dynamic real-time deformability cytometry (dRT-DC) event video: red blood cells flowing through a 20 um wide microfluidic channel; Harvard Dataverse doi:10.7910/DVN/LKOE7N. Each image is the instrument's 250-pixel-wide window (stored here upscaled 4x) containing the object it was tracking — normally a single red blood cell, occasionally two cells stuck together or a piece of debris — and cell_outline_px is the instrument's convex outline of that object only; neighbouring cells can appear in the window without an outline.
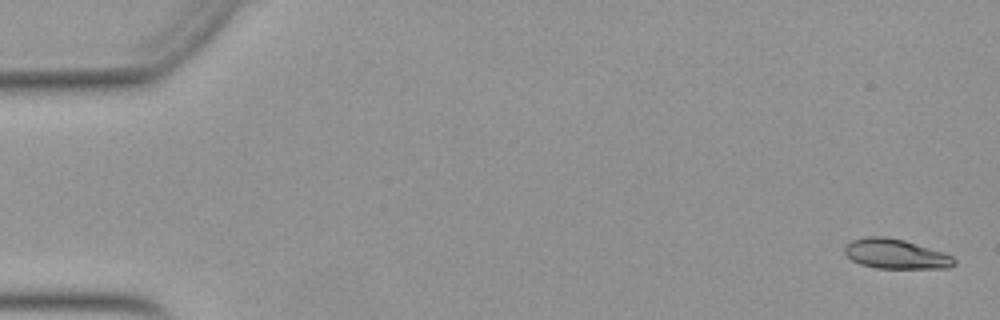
{"species": "Egyptian fruit bat (a non-hibernating species)", "species_latin": "Rousettus aegyptiacus", "temperature_condition": "warm", "stored_images_in_passage": 51, "camera_frame_rate_fps": 3000, "um_per_image_px": 0.085, "animal": {"sex": "female"}, "frame": {"image": 1, "passage_image": 2, "time_ms": 0.333, "image_size_px": [1000, 320], "cell_outline_px": [[956, 264], [948, 268], [876, 268], [860, 264], [852, 260], [844, 252], [844, 248], [852, 240], [868, 236], [884, 236], [904, 240], [944, 252], [952, 256], [956, 260]], "centroid_in_image_um": [76.16, 21.59], "position_along_channel_um": 8.8, "area_um2": 18.96}}
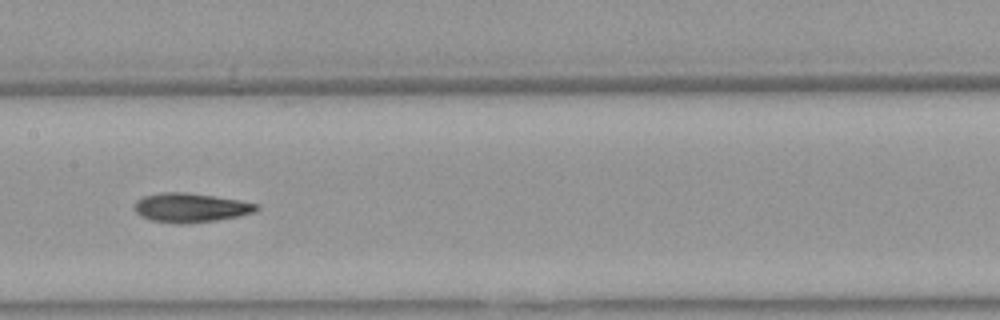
{"frame": {"image": 2, "passage_image": 27, "time_ms": 8.667, "image_size_px": [1000, 320], "cell_outline_px": [[260, 208], [256, 212], [240, 216], [216, 220], [184, 224], [176, 224], [152, 220], [140, 216], [136, 212], [136, 200], [144, 196], [160, 192], [184, 192], [212, 196], [260, 204]], "centroid_in_image_um": [16.22, 17.66], "position_along_channel_um": 191.2, "area_um2": 20.69}}
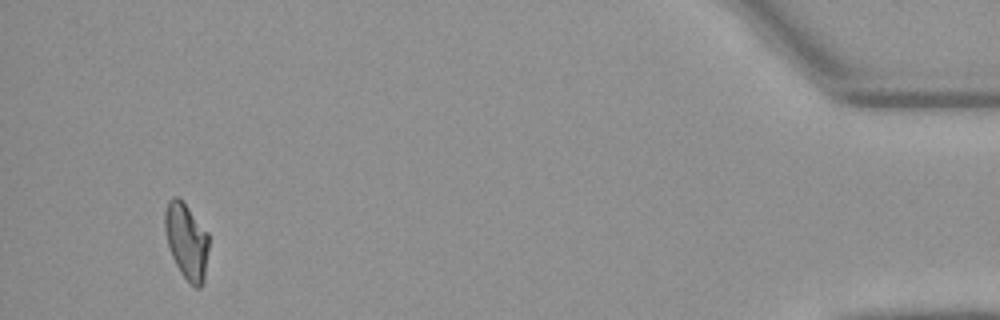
{"frame": {"image": 3, "passage_image": 50, "time_ms": 16.333, "image_size_px": [1000, 320], "cell_outline_px": [[208, 248], [204, 280], [200, 288], [196, 288], [188, 284], [180, 272], [172, 256], [168, 244], [164, 228], [164, 212], [168, 200], [172, 196], [180, 196], [208, 232]], "centroid_in_image_um": [15.84, 20.47], "position_along_channel_um": 419.4, "area_um2": 19.77}}